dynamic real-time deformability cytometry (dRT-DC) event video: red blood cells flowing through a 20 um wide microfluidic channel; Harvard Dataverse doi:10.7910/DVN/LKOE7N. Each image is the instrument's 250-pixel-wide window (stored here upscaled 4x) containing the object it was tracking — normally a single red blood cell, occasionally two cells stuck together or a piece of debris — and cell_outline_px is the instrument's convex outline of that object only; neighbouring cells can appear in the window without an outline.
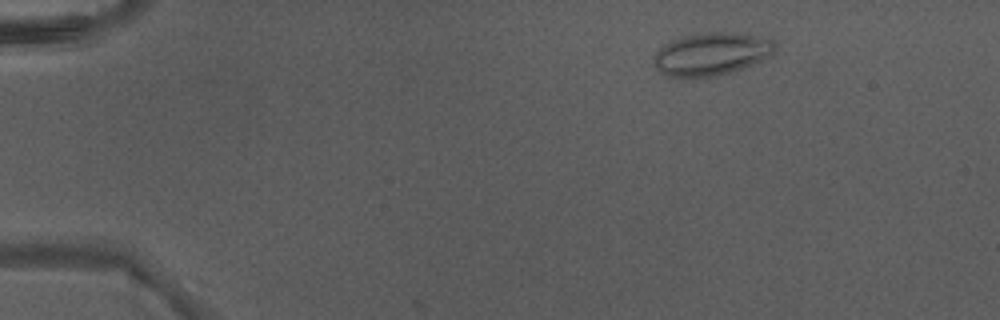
{"species": "Egyptian fruit bat (a non-hibernating species)", "species_latin": "Rousettus aegyptiacus", "temperature_condition": "warm", "stored_images_in_passage": 5, "camera_frame_rate_fps": 3000, "um_per_image_px": 0.085, "animal": {"sex": "male"}, "frame": {"image": 1, "passage_image": 1, "time_ms": 0.0, "image_size_px": [1000, 320], "cell_outline_px": [[776, 52], [772, 56], [764, 60], [728, 72], [712, 76], [664, 76], [652, 64], [652, 56], [664, 44], [672, 40], [684, 36], [708, 32], [732, 32], [772, 36], [776, 40]], "centroid_in_image_um": [60.54, 4.55], "position_along_channel_um": 24.5, "area_um2": 30.63}}